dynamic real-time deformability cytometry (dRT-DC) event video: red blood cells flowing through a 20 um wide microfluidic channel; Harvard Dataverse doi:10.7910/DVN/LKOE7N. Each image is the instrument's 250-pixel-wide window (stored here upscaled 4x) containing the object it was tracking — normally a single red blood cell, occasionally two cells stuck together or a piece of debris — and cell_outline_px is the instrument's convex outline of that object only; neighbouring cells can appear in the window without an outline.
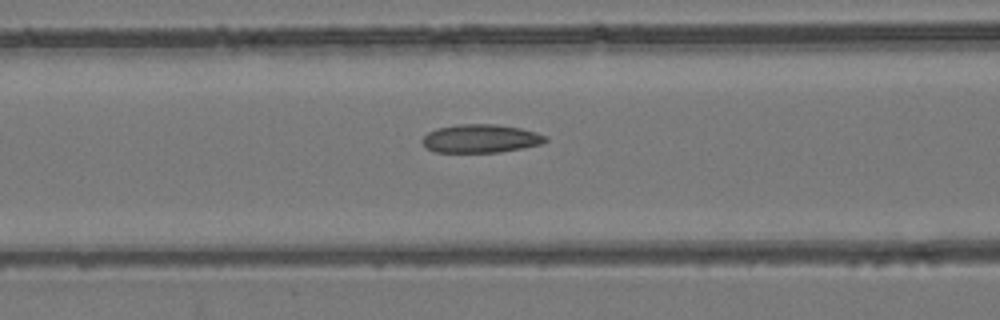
{"species": "common noctule bat (a hibernating species)", "species_latin": "Nyctalus noctula", "temperature_condition": "room temperature", "stored_images_in_passage": 49, "camera_frame_rate_fps": 3000, "um_per_image_px": 0.085, "animal": {"sex": "female", "body_mass_g": 24.6, "forearm_length_mm": 56.2}, "frame": {"image": 1, "passage_image": 22, "time_ms": 7.0, "image_size_px": [1000, 320], "cell_outline_px": [[548, 140], [540, 144], [500, 152], [436, 152], [424, 148], [420, 140], [428, 132], [436, 128], [456, 124], [496, 124], [520, 128], [536, 132], [548, 136]], "centroid_in_image_um": [40.81, 11.77], "position_along_channel_um": 125.8, "area_um2": 20.52}}
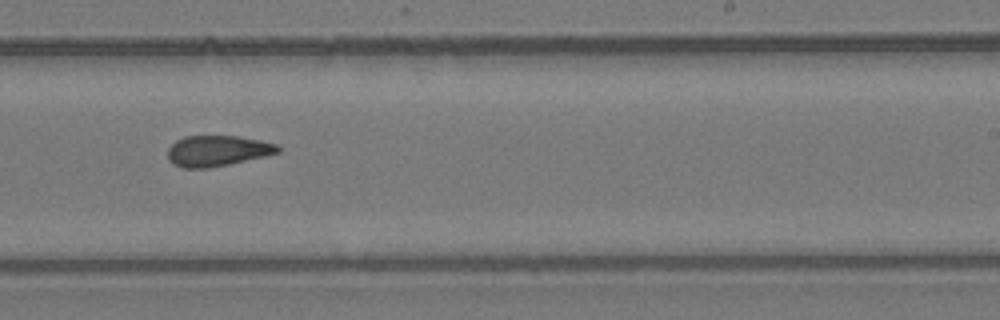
{"frame": {"image": 2, "passage_image": 33, "time_ms": 10.667, "image_size_px": [1000, 320], "cell_outline_px": [[280, 152], [264, 156], [228, 164], [208, 168], [184, 168], [172, 164], [168, 160], [168, 148], [176, 140], [184, 136], [240, 136], [260, 140], [276, 144], [280, 148]], "centroid_in_image_um": [18.45, 12.81], "position_along_channel_um": 270.6, "area_um2": 19.71}}
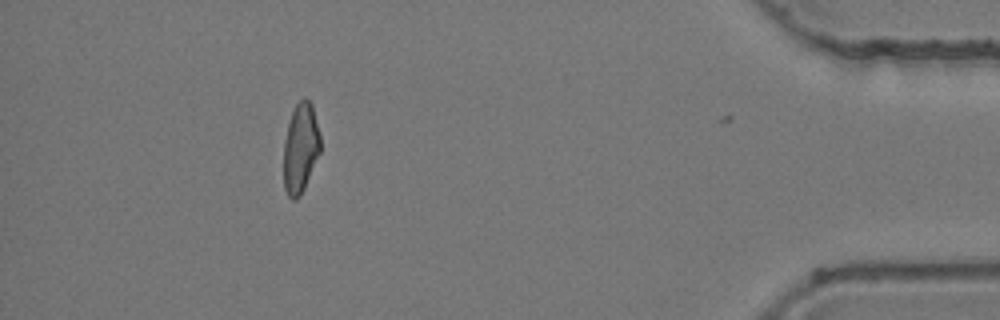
{"frame": {"image": 3, "passage_image": 48, "time_ms": 15.667, "image_size_px": [1000, 320], "cell_outline_px": [[320, 152], [304, 188], [300, 196], [296, 200], [292, 200], [288, 196], [284, 188], [284, 140], [288, 124], [292, 112], [296, 104], [304, 96], [312, 104], [320, 136]], "centroid_in_image_um": [25.54, 12.59], "position_along_channel_um": 409.7, "area_um2": 19.13}, "authors_computed_cell_mechanics": {"area_um2": 20.4034, "velocity_mm_per_s": 3.949, "shape_relaxation_time_tau1_ms": 8.647, "shape_relaxation_time_tau2_ms": 4.2664, "deformation_change_tau1": 0.1732, "deformation_change_tau2": 0.1248}}